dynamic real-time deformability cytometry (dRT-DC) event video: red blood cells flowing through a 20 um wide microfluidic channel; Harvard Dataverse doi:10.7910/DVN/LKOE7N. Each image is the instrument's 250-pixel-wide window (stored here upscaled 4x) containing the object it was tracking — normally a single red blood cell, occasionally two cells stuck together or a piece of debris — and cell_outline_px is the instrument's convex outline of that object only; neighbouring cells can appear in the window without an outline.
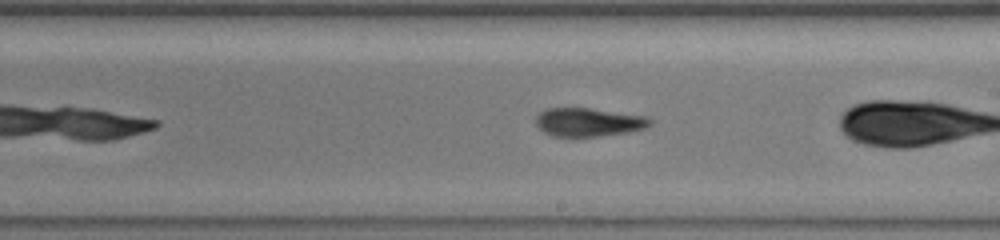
{"species": "common noctule bat (a hibernating species)", "species_latin": "Nyctalus noctula", "temperature_condition": "warm", "stored_images_in_passage": 29, "camera_frame_rate_fps": 3000, "um_per_image_px": 0.085, "animal": {"sex": "female", "body_mass_g": 19.5, "forearm_length_mm": 54.1}, "frame": {"image": 1, "passage_image": 17, "time_ms": 5.333, "image_size_px": [1000, 240], "cell_outline_px": [[652, 124], [648, 128], [628, 132], [572, 140], [552, 136], [544, 132], [536, 124], [536, 116], [540, 112], [548, 108], [588, 108], [644, 116], [652, 120]], "centroid_in_image_um": [49.99, 10.43], "position_along_channel_um": 239.0, "area_um2": 19.54}}